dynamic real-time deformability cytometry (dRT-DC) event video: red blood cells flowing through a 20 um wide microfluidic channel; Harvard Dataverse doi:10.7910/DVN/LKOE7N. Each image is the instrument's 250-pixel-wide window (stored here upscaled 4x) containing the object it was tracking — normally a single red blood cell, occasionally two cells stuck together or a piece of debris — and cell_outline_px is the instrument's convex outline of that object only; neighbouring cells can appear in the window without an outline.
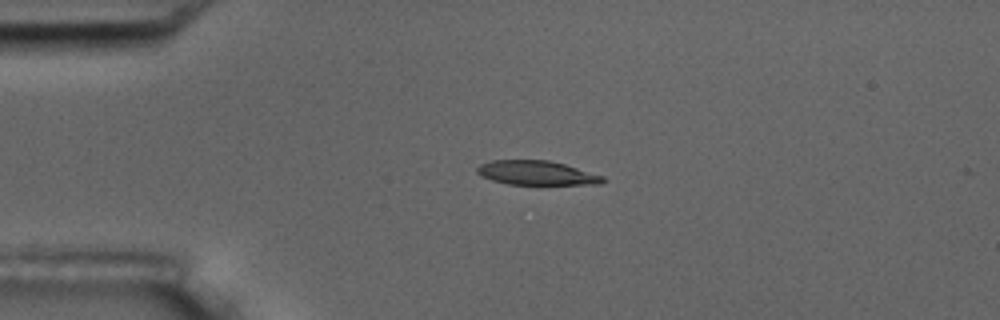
{"species": "common noctule bat (a hibernating species)", "species_latin": "Nyctalus noctula", "temperature_condition": "room temperature", "stored_images_in_passage": 4, "camera_frame_rate_fps": 3000, "um_per_image_px": 0.085, "animal": {"sex": "male", "body_mass_g": 17.5, "forearm_length_mm": 52.3}, "frame": {"image": 1, "passage_image": 3, "time_ms": 2.333, "image_size_px": [1000, 320], "cell_outline_px": [[604, 180], [600, 184], [508, 184], [492, 180], [480, 176], [476, 172], [476, 168], [480, 164], [492, 160], [548, 160], [564, 164], [604, 176]], "centroid_in_image_um": [45.56, 14.69], "position_along_channel_um": 39.4, "area_um2": 17.63}}